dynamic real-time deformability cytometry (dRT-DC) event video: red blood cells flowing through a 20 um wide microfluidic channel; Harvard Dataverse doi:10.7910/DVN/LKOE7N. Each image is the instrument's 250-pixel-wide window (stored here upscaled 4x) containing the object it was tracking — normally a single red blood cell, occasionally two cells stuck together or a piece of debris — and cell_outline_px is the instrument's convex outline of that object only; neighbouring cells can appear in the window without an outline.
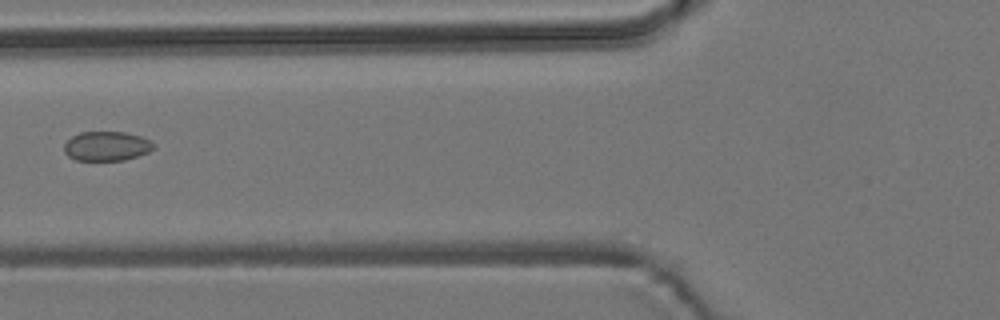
{"species": "common noctule bat (a hibernating species)", "species_latin": "Nyctalus noctula", "temperature_condition": "room temperature", "stored_images_in_passage": 3, "camera_frame_rate_fps": 3000, "um_per_image_px": 0.085, "animal": {"sex": "male", "body_mass_g": 19.2, "forearm_length_mm": 51.8}, "frame": {"image": 1, "passage_image": 2, "time_ms": 1.333, "image_size_px": [1000, 320], "cell_outline_px": [[156, 148], [148, 152], [124, 160], [76, 160], [68, 156], [64, 152], [64, 144], [72, 136], [80, 132], [124, 132], [140, 136], [148, 140]], "centroid_in_image_um": [9.04, 12.42], "position_along_channel_um": 116.8, "area_um2": 15.2}}
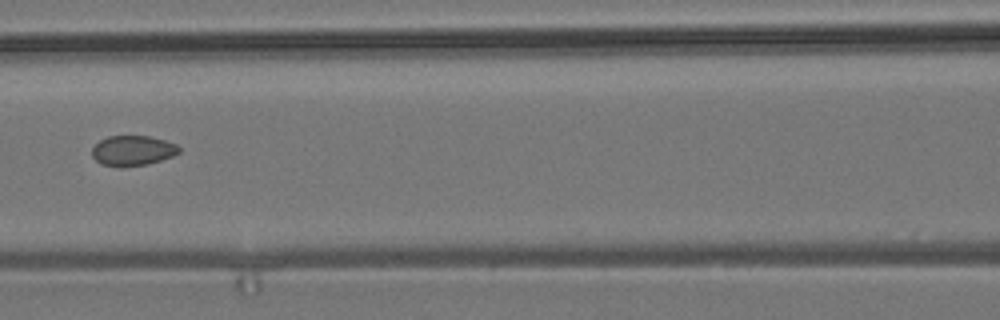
{"frame": {"image": 2, "passage_image": 3, "time_ms": 2.333, "image_size_px": [1000, 320], "cell_outline_px": [[180, 152], [172, 156], [148, 164], [120, 168], [100, 164], [92, 156], [92, 148], [100, 140], [108, 136], [148, 136], [164, 140], [176, 144], [180, 148]], "centroid_in_image_um": [11.25, 12.82], "position_along_channel_um": 155.3, "area_um2": 15.37}}